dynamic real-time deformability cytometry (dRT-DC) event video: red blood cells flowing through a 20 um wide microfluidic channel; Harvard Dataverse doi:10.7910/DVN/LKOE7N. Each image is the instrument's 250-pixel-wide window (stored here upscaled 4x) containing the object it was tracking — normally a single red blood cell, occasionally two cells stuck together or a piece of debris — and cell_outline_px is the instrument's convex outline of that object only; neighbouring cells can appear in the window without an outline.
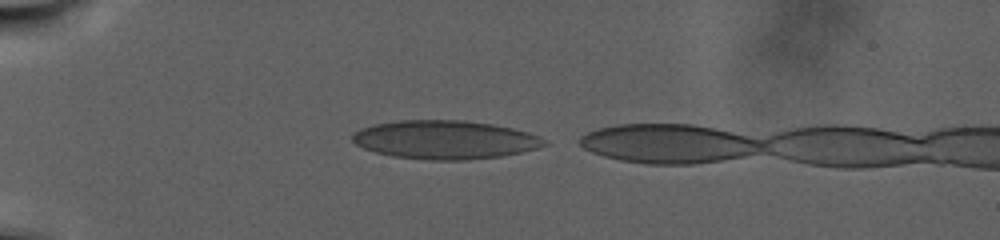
{"species": "human", "species_latin": "Homo sapiens", "temperature_condition": "warm", "stored_images_in_passage": 62, "camera_frame_rate_fps": 3000, "um_per_image_px": 0.085, "donor": {"sex": "male"}, "frame": {"image": 1, "passage_image": 3, "time_ms": 0.667, "image_size_px": [1000, 240], "cell_outline_px": [[548, 144], [536, 148], [520, 152], [500, 156], [464, 160], [432, 160], [392, 156], [376, 152], [364, 148], [356, 144], [352, 140], [352, 136], [360, 128], [372, 124], [400, 120], [464, 120], [492, 124], [512, 128], [528, 132], [540, 136], [548, 140]], "centroid_in_image_um": [37.83, 11.87], "position_along_channel_um": 47.2, "area_um2": 43.12}}
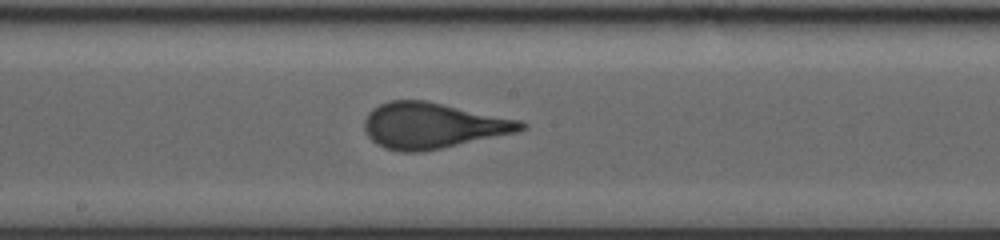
{"frame": {"image": 2, "passage_image": 30, "time_ms": 9.667, "image_size_px": [1000, 240], "cell_outline_px": [[528, 128], [516, 132], [440, 148], [420, 152], [400, 152], [384, 148], [376, 144], [368, 136], [364, 128], [364, 120], [368, 112], [372, 108], [380, 104], [392, 100], [424, 100], [520, 120], [528, 124]], "centroid_in_image_um": [36.74, 10.67], "position_along_channel_um": 211.5, "area_um2": 41.5}}
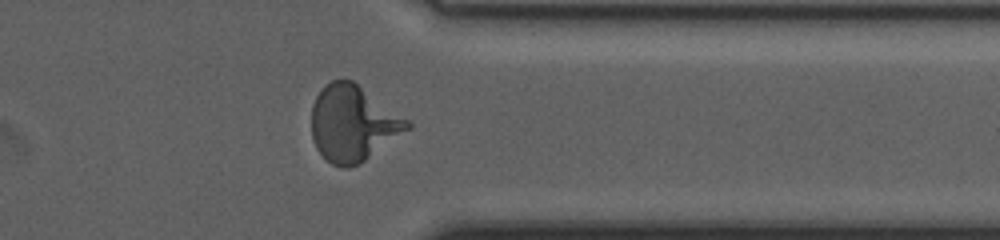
{"frame": {"image": 3, "passage_image": 53, "time_ms": 17.333, "image_size_px": [1000, 240], "cell_outline_px": [[412, 128], [360, 164], [348, 168], [344, 168], [332, 164], [316, 148], [312, 136], [312, 104], [316, 96], [324, 84], [332, 80], [352, 80], [408, 120], [412, 124]], "centroid_in_image_um": [30.0, 10.5], "position_along_channel_um": 381.4, "area_um2": 42.25}}